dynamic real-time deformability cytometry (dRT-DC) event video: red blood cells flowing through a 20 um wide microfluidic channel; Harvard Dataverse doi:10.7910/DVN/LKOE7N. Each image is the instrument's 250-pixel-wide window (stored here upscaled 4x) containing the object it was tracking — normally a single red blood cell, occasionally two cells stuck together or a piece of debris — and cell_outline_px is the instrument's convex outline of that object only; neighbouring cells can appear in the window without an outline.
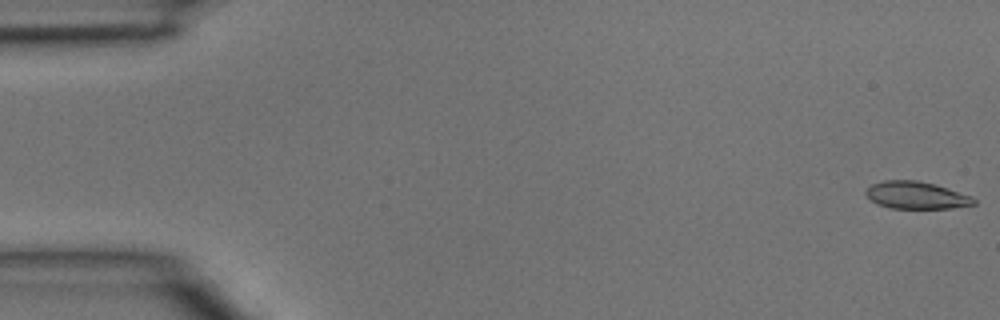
{"species": "common noctule bat (a hibernating species)", "species_latin": "Nyctalus noctula", "temperature_condition": "room temperature", "stored_images_in_passage": 46, "camera_frame_rate_fps": 3000, "um_per_image_px": 0.085, "animal": {"sex": "male", "body_mass_g": 15.6}, "frame": {"image": 1, "passage_image": 1, "time_ms": 0.0, "image_size_px": [1000, 320], "cell_outline_px": [[976, 204], [952, 208], [892, 208], [880, 204], [872, 200], [864, 192], [872, 184], [884, 180], [916, 180], [948, 188], [972, 196], [976, 200]], "centroid_in_image_um": [77.91, 16.59], "position_along_channel_um": 7.1, "area_um2": 16.94}}
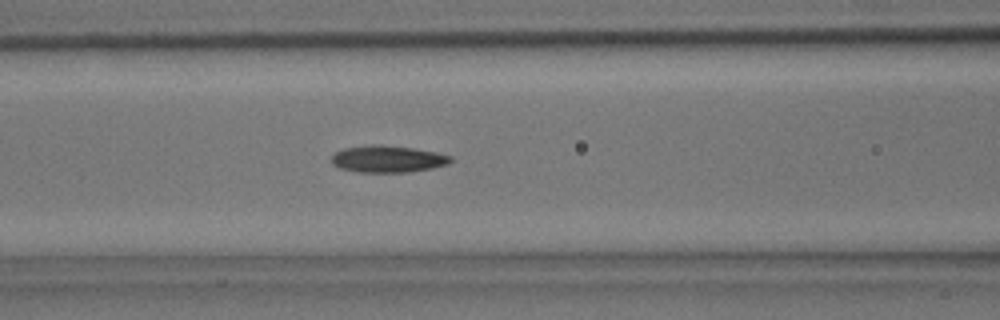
{"frame": {"image": 2, "passage_image": 19, "time_ms": 6.0, "image_size_px": [1000, 320], "cell_outline_px": [[452, 160], [448, 164], [432, 168], [408, 172], [356, 172], [340, 168], [332, 164], [332, 156], [336, 152], [344, 148], [372, 144], [380, 144], [412, 148], [436, 152], [452, 156]], "centroid_in_image_um": [32.95, 13.51], "position_along_channel_um": 133.6, "area_um2": 18.67}}
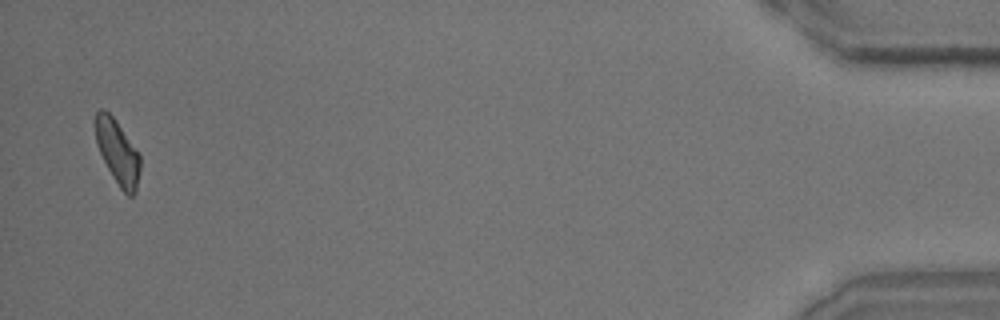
{"frame": {"image": 3, "passage_image": 45, "time_ms": 14.667, "image_size_px": [1000, 320], "cell_outline_px": [[140, 168], [136, 192], [132, 196], [128, 196], [120, 188], [112, 176], [96, 144], [92, 120], [96, 112], [100, 108], [104, 108], [116, 120], [140, 152]], "centroid_in_image_um": [9.97, 12.86], "position_along_channel_um": 425.2, "area_um2": 17.28}}